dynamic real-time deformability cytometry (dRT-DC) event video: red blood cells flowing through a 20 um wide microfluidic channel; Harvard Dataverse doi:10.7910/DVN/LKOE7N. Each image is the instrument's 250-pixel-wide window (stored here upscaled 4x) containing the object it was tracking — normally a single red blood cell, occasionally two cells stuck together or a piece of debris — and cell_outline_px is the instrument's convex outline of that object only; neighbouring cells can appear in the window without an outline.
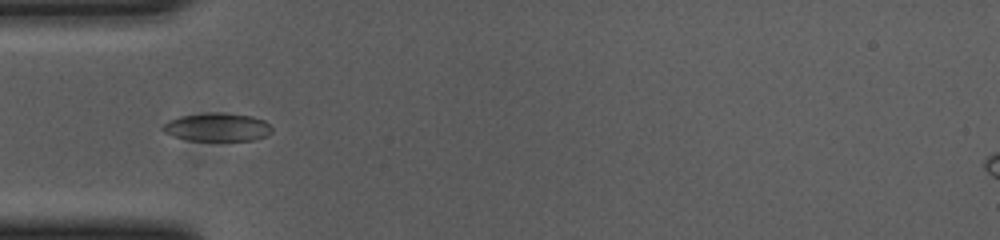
{"species": "common noctule bat (a hibernating species)", "species_latin": "Nyctalus noctula", "temperature_condition": "cold", "stored_images_in_passage": 39, "camera_frame_rate_fps": 3000, "um_per_image_px": 0.085, "animal": {"sex": "female", "body_mass_g": 23.0, "forearm_length_mm": 53.4}, "frame": {"image": 1, "passage_image": 1, "time_ms": 0.0, "image_size_px": [1000, 240], "cell_outline_px": [[272, 132], [264, 136], [252, 140], [188, 140], [172, 136], [164, 132], [160, 128], [168, 120], [180, 116], [252, 116], [264, 120], [272, 128]], "centroid_in_image_um": [18.44, 10.87], "position_along_channel_um": 66.6, "area_um2": 16.76}}
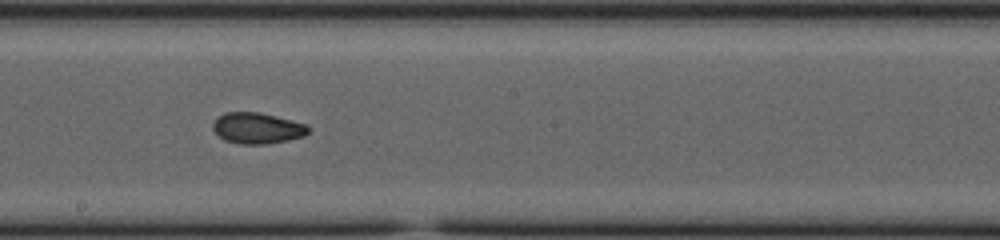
{"frame": {"image": 2, "passage_image": 14, "time_ms": 4.333, "image_size_px": [1000, 240], "cell_outline_px": [[312, 128], [304, 136], [288, 140], [268, 144], [240, 144], [224, 140], [212, 128], [212, 124], [224, 112], [260, 112], [292, 120], [304, 124]], "centroid_in_image_um": [21.88, 10.89], "position_along_channel_um": 226.3, "area_um2": 17.22}}
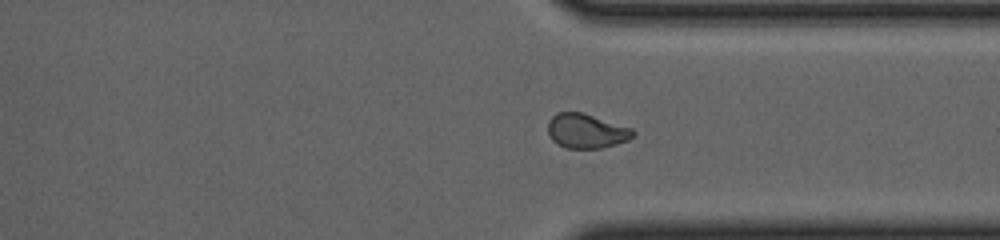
{"frame": {"image": 3, "passage_image": 25, "time_ms": 8.0, "image_size_px": [1000, 240], "cell_outline_px": [[636, 136], [628, 140], [616, 144], [600, 148], [568, 148], [556, 144], [552, 140], [548, 132], [548, 120], [556, 112], [580, 112], [632, 128], [636, 132]], "centroid_in_image_um": [49.84, 11.14], "position_along_channel_um": 361.6, "area_um2": 17.11}, "authors_computed_cell_mechanics": {"area_um2": 17.2244, "velocity_mm_per_s": 3.6779, "shape_relaxation_time_tau1_ms": 3.0503, "shape_relaxation_time_tau2_ms": 1.7411, "deformation_change_tau1": 0.1232, "deformation_change_tau2": 0.0704}}